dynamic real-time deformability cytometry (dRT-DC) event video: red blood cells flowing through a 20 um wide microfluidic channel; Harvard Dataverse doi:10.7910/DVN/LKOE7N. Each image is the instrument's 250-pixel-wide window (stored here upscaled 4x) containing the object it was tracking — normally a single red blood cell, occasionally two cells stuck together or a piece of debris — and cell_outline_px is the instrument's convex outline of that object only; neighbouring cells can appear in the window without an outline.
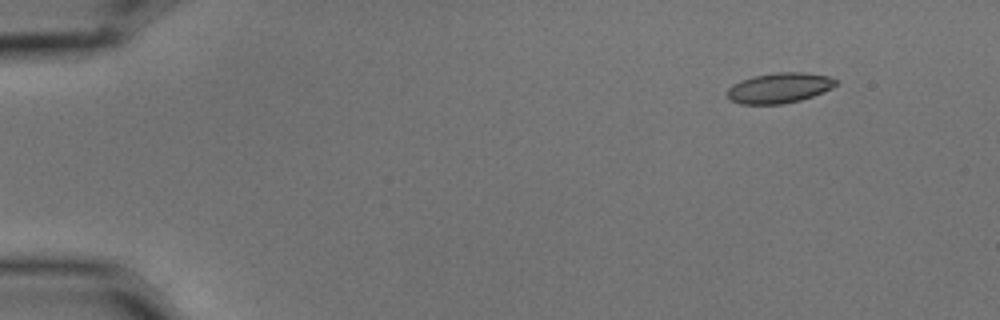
{"species": "common noctule bat (a hibernating species)", "species_latin": "Nyctalus noctula", "temperature_condition": "cold", "stored_images_in_passage": 5, "camera_frame_rate_fps": 3000, "um_per_image_px": 0.085, "animal": {"sex": "male", "body_mass_g": 15.6}, "frame": {"image": 1, "passage_image": 2, "time_ms": 0.333, "image_size_px": [1000, 320], "cell_outline_px": [[836, 84], [832, 88], [824, 92], [800, 100], [784, 104], [740, 104], [732, 100], [728, 96], [728, 88], [732, 84], [740, 80], [752, 76], [776, 72], [804, 72], [828, 76], [836, 80]], "centroid_in_image_um": [66.23, 7.47], "position_along_channel_um": 18.8, "area_um2": 19.19}}
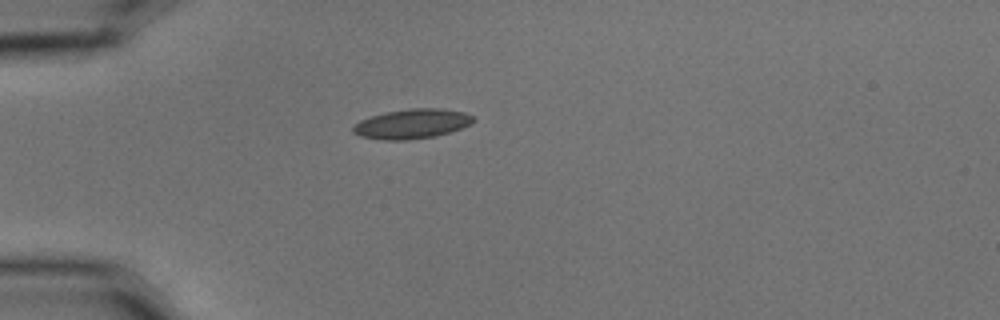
{"frame": {"image": 2, "passage_image": 5, "time_ms": 1.333, "image_size_px": [1000, 320], "cell_outline_px": [[476, 120], [472, 124], [436, 136], [404, 140], [384, 140], [360, 136], [352, 132], [352, 128], [360, 120], [372, 116], [388, 112], [408, 108], [440, 108], [464, 112], [472, 116]], "centroid_in_image_um": [35.03, 10.52], "position_along_channel_um": 50.0, "area_um2": 20.63}}